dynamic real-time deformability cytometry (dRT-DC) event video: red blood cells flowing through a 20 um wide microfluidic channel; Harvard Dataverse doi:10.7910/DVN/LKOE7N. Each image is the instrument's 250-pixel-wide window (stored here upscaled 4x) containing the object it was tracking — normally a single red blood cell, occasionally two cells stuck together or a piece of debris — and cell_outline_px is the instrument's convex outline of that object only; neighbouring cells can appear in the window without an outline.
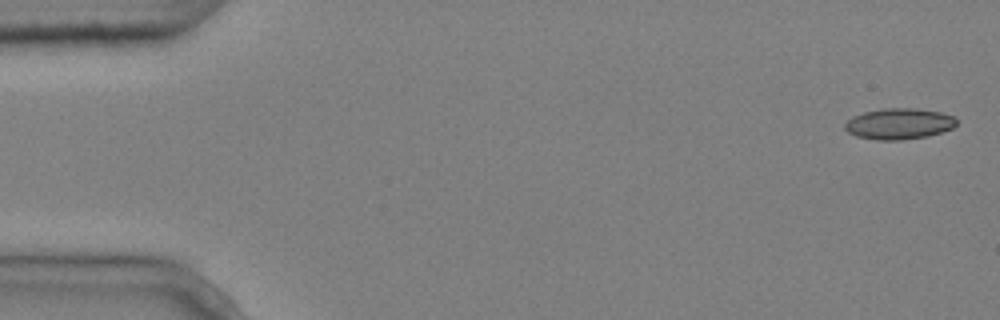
{"species": "common noctule bat (a hibernating species)", "species_latin": "Nyctalus noctula", "temperature_condition": "cold", "stored_images_in_passage": 5, "segment_of_instrument_passage": [1, 2], "camera_frame_rate_fps": 3000, "um_per_image_px": 0.085, "animal": {"sex": "male", "body_mass_g": 20.4}, "frame": {"image": 1, "passage_image": 1, "time_ms": 0.0, "image_size_px": [1000, 320], "cell_outline_px": [[956, 124], [952, 128], [928, 136], [900, 140], [876, 140], [856, 136], [848, 132], [844, 128], [844, 124], [852, 116], [864, 112], [884, 108], [916, 108], [940, 112], [956, 116]], "centroid_in_image_um": [76.41, 10.52], "position_along_channel_um": 8.6, "area_um2": 20.23}}
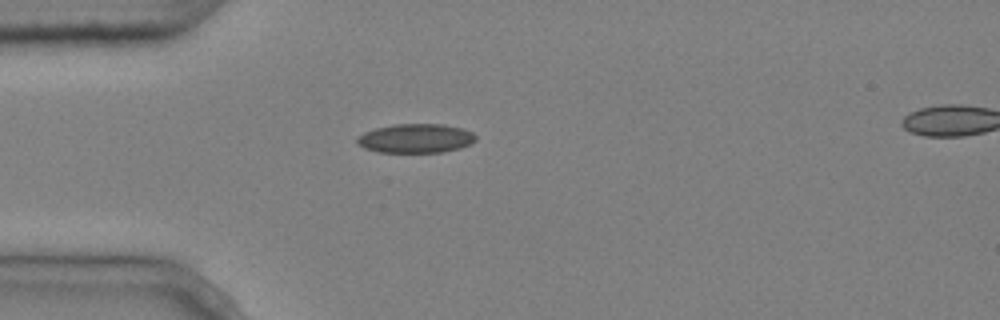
{"frame": {"image": 2, "passage_image": 4, "time_ms": 1.0, "image_size_px": [1000, 320], "cell_outline_px": [[476, 140], [472, 144], [460, 148], [444, 152], [376, 152], [364, 148], [356, 144], [356, 136], [364, 132], [376, 128], [396, 124], [444, 124], [464, 128], [472, 132], [476, 136]], "centroid_in_image_um": [35.34, 11.76], "position_along_channel_um": 49.7, "area_um2": 20.4}}